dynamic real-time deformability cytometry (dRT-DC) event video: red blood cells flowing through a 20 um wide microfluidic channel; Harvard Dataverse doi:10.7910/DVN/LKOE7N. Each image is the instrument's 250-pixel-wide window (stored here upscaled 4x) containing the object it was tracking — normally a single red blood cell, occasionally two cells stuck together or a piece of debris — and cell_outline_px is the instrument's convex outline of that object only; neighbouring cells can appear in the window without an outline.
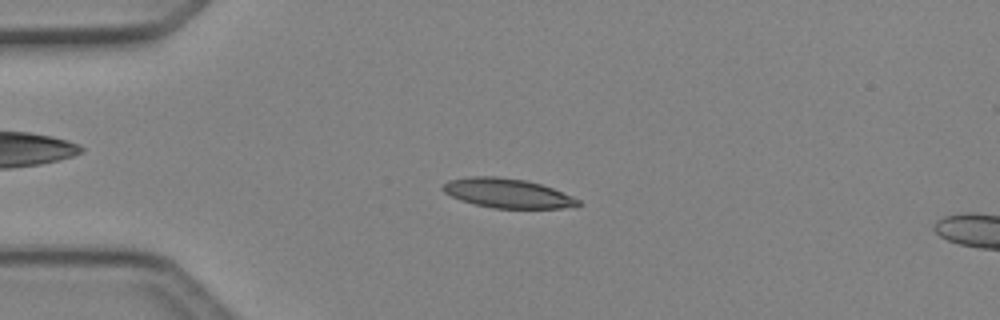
{"species": "Egyptian fruit bat (a non-hibernating species)", "species_latin": "Rousettus aegyptiacus", "temperature_condition": "cold", "stored_images_in_passage": 9, "camera_frame_rate_fps": 3000, "um_per_image_px": 0.085, "animal": {"sex": "female"}, "frame": {"image": 1, "passage_image": 6, "time_ms": 1.667, "image_size_px": [1000, 320], "cell_outline_px": [[584, 204], [576, 208], [492, 208], [460, 200], [444, 192], [440, 188], [448, 180], [472, 176], [496, 176], [528, 180], [552, 188], [580, 200]], "centroid_in_image_um": [43.17, 16.42], "position_along_channel_um": 41.8, "area_um2": 23.29}}